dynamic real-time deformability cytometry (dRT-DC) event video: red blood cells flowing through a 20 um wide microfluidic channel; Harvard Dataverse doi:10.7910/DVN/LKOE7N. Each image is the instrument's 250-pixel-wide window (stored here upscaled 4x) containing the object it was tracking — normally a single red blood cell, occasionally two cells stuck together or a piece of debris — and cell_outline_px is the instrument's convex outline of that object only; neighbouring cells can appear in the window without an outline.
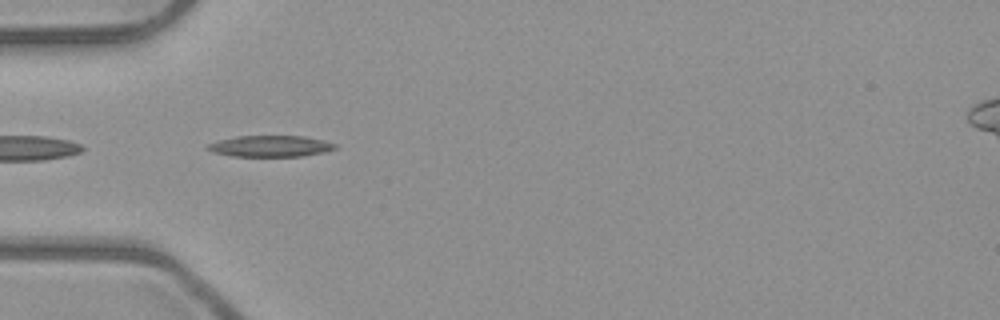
{"species": "common noctule bat (a hibernating species)", "species_latin": "Nyctalus noctula", "temperature_condition": "room temperature", "stored_images_in_passage": 41, "camera_frame_rate_fps": 3000, "um_per_image_px": 0.085, "animal": {"sex": "male", "body_mass_g": 23.1, "forearm_length_mm": 52.7}, "frame": {"image": 1, "passage_image": 5, "time_ms": 1.333, "image_size_px": [1000, 320], "cell_outline_px": [[336, 148], [324, 152], [304, 156], [232, 156], [212, 152], [204, 148], [208, 144], [220, 140], [236, 136], [304, 136], [324, 140], [336, 144]], "centroid_in_image_um": [22.97, 12.42], "position_along_channel_um": 62.0, "area_um2": 15.78}}
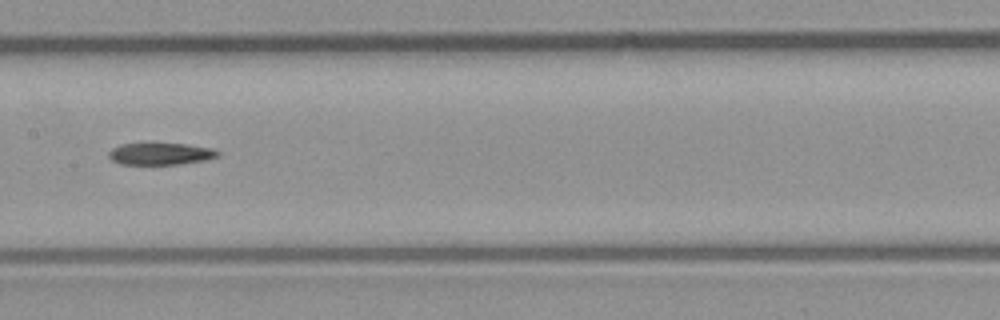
{"frame": {"image": 2, "passage_image": 15, "time_ms": 4.667, "image_size_px": [1000, 320], "cell_outline_px": [[220, 156], [204, 160], [180, 164], [120, 164], [112, 160], [108, 156], [108, 152], [112, 148], [120, 144], [184, 144], [212, 148], [220, 152]], "centroid_in_image_um": [13.64, 13.08], "position_along_channel_um": 193.8, "area_um2": 13.81}}
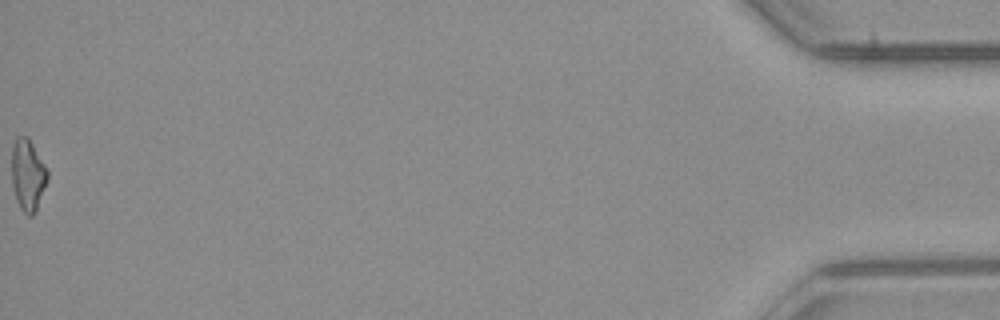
{"frame": {"image": 3, "passage_image": 41, "time_ms": 13.333, "image_size_px": [1000, 320], "cell_outline_px": [[48, 176], [36, 208], [32, 216], [28, 216], [20, 208], [16, 200], [12, 184], [12, 144], [16, 136], [28, 136], [44, 164], [48, 172]], "centroid_in_image_um": [2.33, 14.83], "position_along_channel_um": 432.9, "area_um2": 14.68}, "authors_computed_cell_mechanics": {"area_um2": 14.6812, "velocity_mm_per_s": 3.9749, "shape_relaxation_time_tau1_ms": null, "shape_relaxation_time_tau2_ms": 7.9399, "deformation_change_tau1": null, "deformation_change_tau2": 0.2117}}